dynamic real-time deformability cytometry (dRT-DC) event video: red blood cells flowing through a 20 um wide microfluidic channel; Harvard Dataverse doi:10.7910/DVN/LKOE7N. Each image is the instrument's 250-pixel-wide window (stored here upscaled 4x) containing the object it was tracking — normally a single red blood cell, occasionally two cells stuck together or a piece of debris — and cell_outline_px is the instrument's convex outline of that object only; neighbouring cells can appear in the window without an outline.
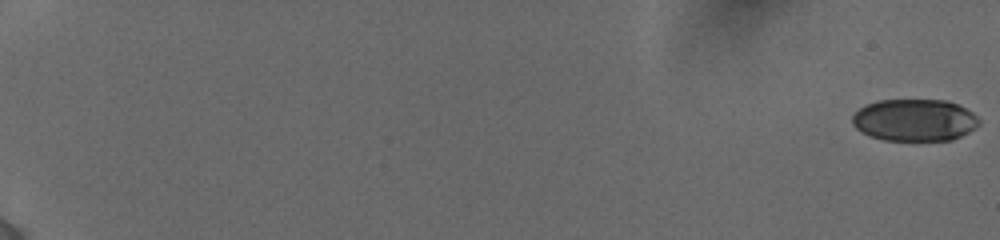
{"species": "human", "species_latin": "Homo sapiens", "temperature_condition": "cold", "stored_images_in_passage": 27, "camera_frame_rate_fps": 3000, "um_per_image_px": 0.085, "donor": {"sex": "female"}, "frame": {"image": 1, "passage_image": 1, "time_ms": 0.0, "image_size_px": [1000, 240], "cell_outline_px": [[980, 124], [976, 128], [952, 140], [884, 140], [868, 136], [860, 132], [852, 124], [852, 116], [864, 104], [876, 100], [948, 100], [972, 112], [980, 120]], "centroid_in_image_um": [77.71, 10.2], "position_along_channel_um": 7.3, "area_um2": 31.27}}
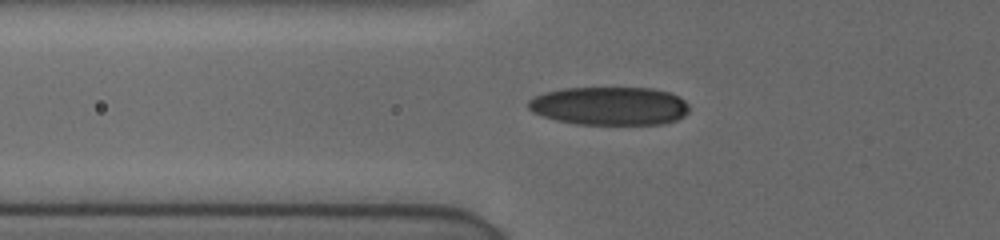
{"frame": {"image": 2, "passage_image": 22, "time_ms": 7.667, "image_size_px": [1000, 240], "cell_outline_px": [[688, 112], [684, 116], [676, 120], [664, 124], [576, 124], [556, 120], [532, 112], [528, 108], [528, 100], [544, 92], [564, 88], [652, 88], [668, 92], [680, 96], [688, 104]], "centroid_in_image_um": [51.82, 9.0], "position_along_channel_um": 74.0, "area_um2": 36.07}}
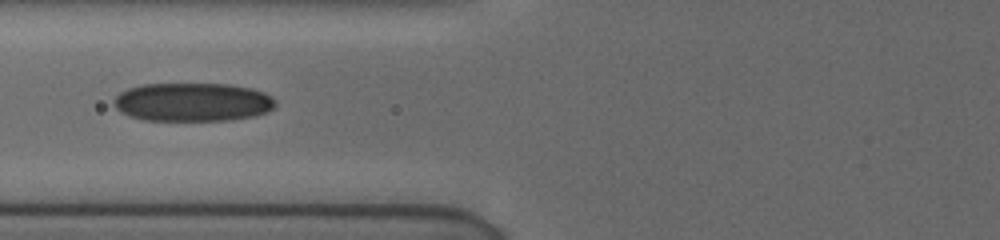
{"frame": {"image": 3, "passage_image": 26, "time_ms": 8.667, "image_size_px": [1000, 240], "cell_outline_px": [[276, 104], [268, 112], [256, 116], [228, 120], [144, 120], [128, 116], [120, 112], [116, 108], [112, 100], [120, 92], [128, 88], [144, 84], [228, 84], [252, 88], [264, 92], [272, 96], [276, 100]], "centroid_in_image_um": [16.38, 8.68], "position_along_channel_um": 109.4, "area_um2": 36.59}}